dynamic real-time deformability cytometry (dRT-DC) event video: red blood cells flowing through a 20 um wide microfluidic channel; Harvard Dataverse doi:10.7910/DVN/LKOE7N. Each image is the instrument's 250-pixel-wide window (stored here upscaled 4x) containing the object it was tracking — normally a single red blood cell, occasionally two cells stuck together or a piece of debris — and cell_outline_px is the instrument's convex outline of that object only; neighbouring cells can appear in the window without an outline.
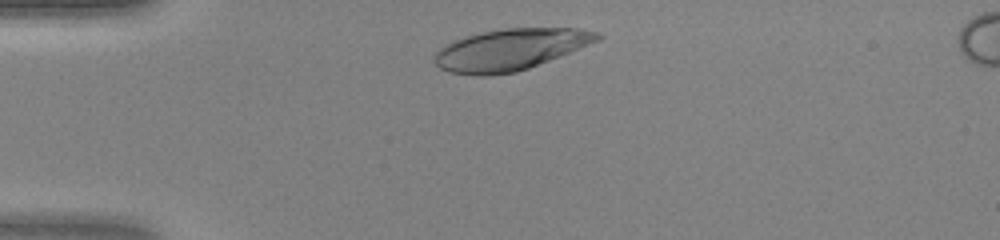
{"species": "human", "species_latin": "Homo sapiens", "temperature_condition": "warm", "stored_images_in_passage": 30, "camera_frame_rate_fps": 3000, "um_per_image_px": 0.085, "donor": {"sex": "female"}, "frame": {"image": 1, "passage_image": 3, "time_ms": 0.667, "image_size_px": [1000, 240], "cell_outline_px": [[604, 36], [600, 40], [528, 68], [516, 72], [488, 76], [476, 76], [448, 72], [440, 68], [432, 60], [432, 56], [444, 44], [452, 40], [464, 36], [480, 32], [508, 28], [580, 28], [600, 32]], "centroid_in_image_um": [43.33, 4.21], "position_along_channel_um": 41.7, "area_um2": 39.59}}
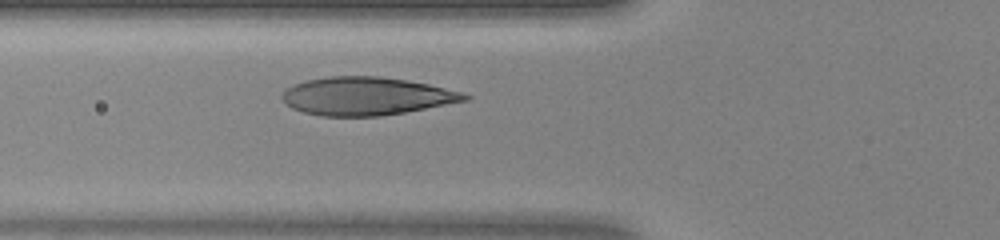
{"frame": {"image": 2, "passage_image": 9, "time_ms": 2.667, "image_size_px": [1000, 240], "cell_outline_px": [[472, 96], [468, 100], [404, 112], [380, 116], [320, 116], [304, 112], [292, 108], [280, 100], [280, 96], [284, 88], [308, 80], [328, 76], [380, 76], [428, 84], [464, 92]], "centroid_in_image_um": [31.1, 8.17], "position_along_channel_um": 94.7, "area_um2": 40.52}}
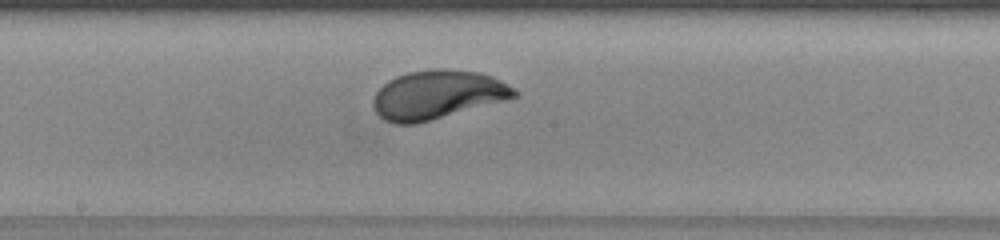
{"frame": {"image": 3, "passage_image": 17, "time_ms": 5.333, "image_size_px": [1000, 240], "cell_outline_px": [[520, 96], [416, 124], [392, 124], [384, 120], [376, 112], [372, 104], [372, 100], [376, 92], [388, 80], [396, 76], [408, 72], [432, 68], [448, 68], [480, 72], [492, 76], [508, 84], [520, 92]], "centroid_in_image_um": [37.18, 8.04], "position_along_channel_um": 211.0, "area_um2": 40.4}}